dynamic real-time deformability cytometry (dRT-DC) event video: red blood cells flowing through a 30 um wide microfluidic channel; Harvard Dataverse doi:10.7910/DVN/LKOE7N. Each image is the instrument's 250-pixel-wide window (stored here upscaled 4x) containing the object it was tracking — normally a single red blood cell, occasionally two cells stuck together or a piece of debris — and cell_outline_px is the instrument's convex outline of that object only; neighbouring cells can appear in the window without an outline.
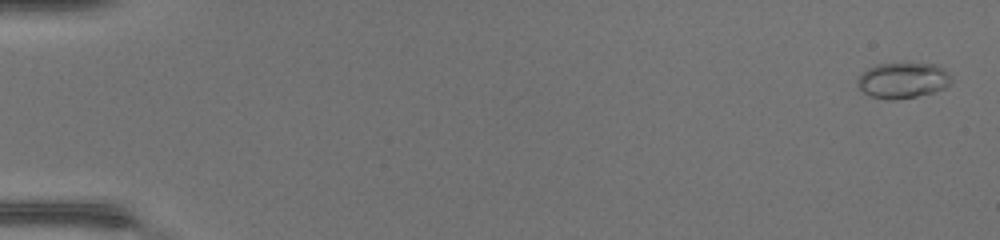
{"species": "common noctule bat (a hibernating species)", "species_latin": "Nyctalus noctula", "temperature_condition": "warm", "stored_images_in_passage": 49, "camera_frame_rate_fps": 3000, "um_per_image_px": 0.085, "animal": {"sex": "female", "body_mass_g": 17.0, "forearm_length_mm": 48.0}, "frame": {"image": 1, "passage_image": 2, "time_ms": 0.333, "image_size_px": [1000, 240], "cell_outline_px": [[952, 80], [944, 88], [932, 92], [916, 96], [896, 100], [888, 100], [872, 96], [864, 92], [856, 84], [856, 80], [868, 68], [880, 64], [904, 60], [908, 60], [936, 64], [944, 68], [948, 72]], "centroid_in_image_um": [76.76, 6.77], "position_along_channel_um": 8.2, "area_um2": 20.11}}
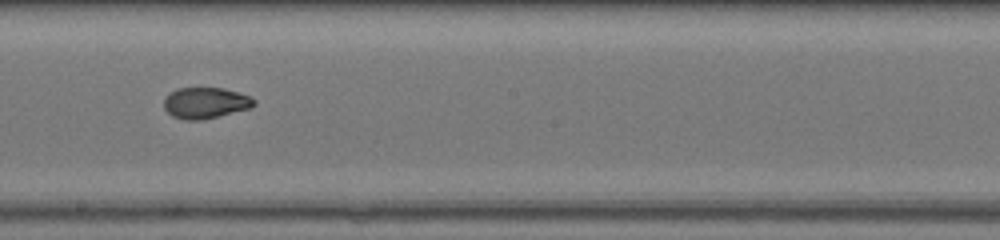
{"frame": {"image": 2, "passage_image": 29, "time_ms": 9.333, "image_size_px": [1000, 240], "cell_outline_px": [[256, 104], [252, 108], [200, 120], [184, 120], [172, 116], [164, 108], [164, 96], [176, 88], [224, 88], [248, 96], [256, 100]], "centroid_in_image_um": [17.44, 8.74], "position_along_channel_um": 230.8, "area_um2": 16.36}}
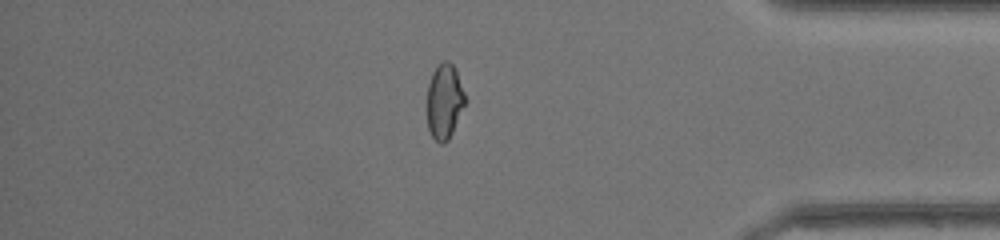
{"frame": {"image": 3, "passage_image": 42, "time_ms": 13.667, "image_size_px": [1000, 240], "cell_outline_px": [[464, 104], [452, 132], [448, 140], [444, 144], [440, 144], [432, 136], [428, 128], [428, 84], [432, 72], [444, 60], [448, 60], [452, 64], [456, 72], [464, 92]], "centroid_in_image_um": [37.76, 8.62], "position_along_channel_um": 397.4, "area_um2": 16.13}, "authors_computed_cell_mechanics": {"area_um2": 17.1088, "velocity_mm_per_s": 4.4506, "shape_relaxation_time_tau1_ms": null, "shape_relaxation_time_tau2_ms": 0.9295, "deformation_change_tau1": null, "deformation_change_tau2": 0.0455}}